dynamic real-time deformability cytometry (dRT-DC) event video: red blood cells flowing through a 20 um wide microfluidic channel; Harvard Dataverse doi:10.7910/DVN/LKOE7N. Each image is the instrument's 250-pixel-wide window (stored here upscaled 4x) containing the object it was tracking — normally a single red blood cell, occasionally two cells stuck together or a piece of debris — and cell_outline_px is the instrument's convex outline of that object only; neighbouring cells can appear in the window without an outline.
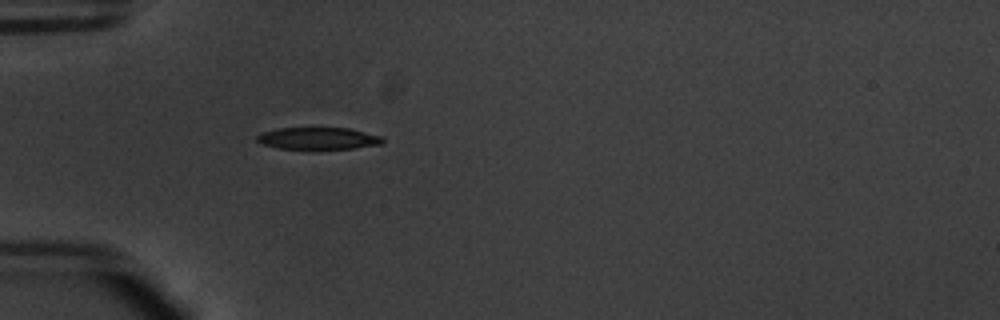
{"species": "common noctule bat (a hibernating species)", "species_latin": "Nyctalus noctula", "temperature_condition": "warm", "stored_images_in_passage": 38, "camera_frame_rate_fps": 3000, "um_per_image_px": 0.085, "animal": {"sex": "male", "body_mass_g": 20.1, "forearm_length_mm": 53.5}, "frame": {"image": 1, "passage_image": 1, "time_ms": 0.0, "image_size_px": [1000, 320], "cell_outline_px": [[384, 140], [380, 144], [352, 148], [316, 152], [276, 148], [260, 144], [256, 140], [256, 136], [264, 132], [280, 128], [348, 128], [380, 136]], "centroid_in_image_um": [26.97, 11.82], "position_along_channel_um": 58.0, "area_um2": 16.82}}
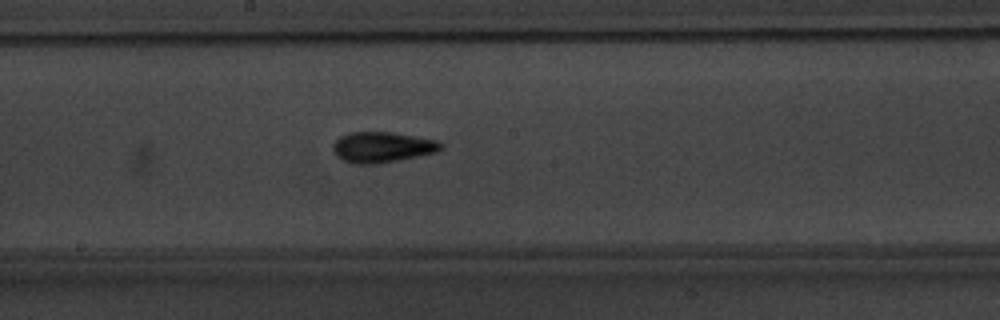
{"frame": {"image": 2, "passage_image": 14, "time_ms": 4.333, "image_size_px": [1000, 320], "cell_outline_px": [[444, 148], [436, 152], [376, 164], [352, 164], [336, 156], [332, 148], [332, 144], [340, 136], [348, 132], [392, 132], [440, 140], [444, 144]], "centroid_in_image_um": [32.5, 12.5], "position_along_channel_um": 215.7, "area_um2": 19.42}}
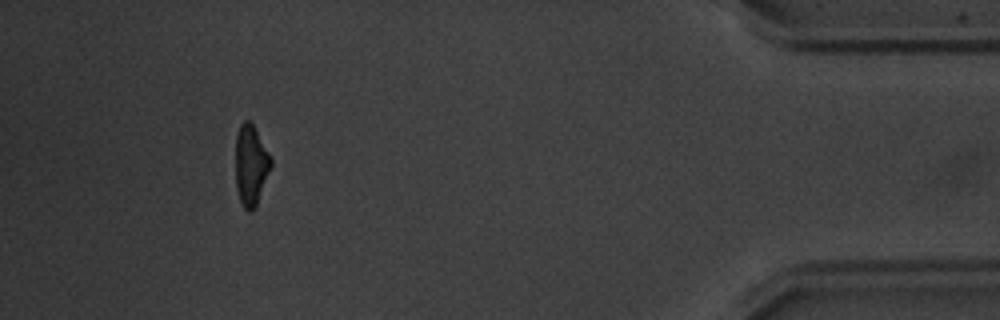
{"frame": {"image": 3, "passage_image": 34, "time_ms": 11.0, "image_size_px": [1000, 320], "cell_outline_px": [[272, 164], [256, 204], [252, 212], [248, 212], [244, 208], [240, 200], [236, 188], [236, 136], [240, 124], [244, 120], [252, 120], [272, 160]], "centroid_in_image_um": [21.31, 13.99], "position_along_channel_um": 413.9, "area_um2": 16.53}, "authors_computed_cell_mechanics": {"area_um2": 17.3689, "velocity_mm_per_s": 3.7901, "shape_relaxation_time_tau1_ms": 3.3372, "shape_relaxation_time_tau2_ms": 2.661, "deformation_change_tau1": 0.1927, "deformation_change_tau2": 0.0938}}